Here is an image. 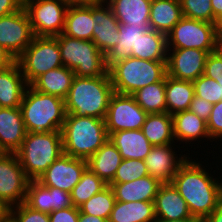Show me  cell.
<instances>
[{"label":"cell","mask_w":222,"mask_h":222,"mask_svg":"<svg viewBox=\"0 0 222 222\" xmlns=\"http://www.w3.org/2000/svg\"><path fill=\"white\" fill-rule=\"evenodd\" d=\"M154 222H199L196 218H184L181 220H162L156 218Z\"/></svg>","instance_id":"db71d44e"},{"label":"cell","mask_w":222,"mask_h":222,"mask_svg":"<svg viewBox=\"0 0 222 222\" xmlns=\"http://www.w3.org/2000/svg\"><path fill=\"white\" fill-rule=\"evenodd\" d=\"M63 34L80 40L92 41L93 4L68 6Z\"/></svg>","instance_id":"484cf974"},{"label":"cell","mask_w":222,"mask_h":222,"mask_svg":"<svg viewBox=\"0 0 222 222\" xmlns=\"http://www.w3.org/2000/svg\"><path fill=\"white\" fill-rule=\"evenodd\" d=\"M183 17L216 24L211 0H179Z\"/></svg>","instance_id":"74e56055"},{"label":"cell","mask_w":222,"mask_h":222,"mask_svg":"<svg viewBox=\"0 0 222 222\" xmlns=\"http://www.w3.org/2000/svg\"><path fill=\"white\" fill-rule=\"evenodd\" d=\"M15 154L27 178L30 181L38 180L64 154L62 132H27Z\"/></svg>","instance_id":"277c9868"},{"label":"cell","mask_w":222,"mask_h":222,"mask_svg":"<svg viewBox=\"0 0 222 222\" xmlns=\"http://www.w3.org/2000/svg\"><path fill=\"white\" fill-rule=\"evenodd\" d=\"M87 168V160L62 154L37 180L45 187L72 192Z\"/></svg>","instance_id":"5bb4252c"},{"label":"cell","mask_w":222,"mask_h":222,"mask_svg":"<svg viewBox=\"0 0 222 222\" xmlns=\"http://www.w3.org/2000/svg\"><path fill=\"white\" fill-rule=\"evenodd\" d=\"M106 186L107 184L101 178H99L89 168H86L81 175L80 181L71 192V201L73 206L79 208Z\"/></svg>","instance_id":"d590c367"},{"label":"cell","mask_w":222,"mask_h":222,"mask_svg":"<svg viewBox=\"0 0 222 222\" xmlns=\"http://www.w3.org/2000/svg\"><path fill=\"white\" fill-rule=\"evenodd\" d=\"M34 37L35 35L24 7L15 13L0 17V45L15 60L31 44Z\"/></svg>","instance_id":"4fadbf2b"},{"label":"cell","mask_w":222,"mask_h":222,"mask_svg":"<svg viewBox=\"0 0 222 222\" xmlns=\"http://www.w3.org/2000/svg\"><path fill=\"white\" fill-rule=\"evenodd\" d=\"M208 55L207 51L195 48L167 49V75L178 80L194 81L204 74Z\"/></svg>","instance_id":"9a60e30c"},{"label":"cell","mask_w":222,"mask_h":222,"mask_svg":"<svg viewBox=\"0 0 222 222\" xmlns=\"http://www.w3.org/2000/svg\"><path fill=\"white\" fill-rule=\"evenodd\" d=\"M192 83L195 96L201 97L212 104L222 100V86L216 80L201 75Z\"/></svg>","instance_id":"ab89813d"},{"label":"cell","mask_w":222,"mask_h":222,"mask_svg":"<svg viewBox=\"0 0 222 222\" xmlns=\"http://www.w3.org/2000/svg\"><path fill=\"white\" fill-rule=\"evenodd\" d=\"M74 77L75 73L73 70L61 66L40 75L30 86L41 93L57 96L65 100Z\"/></svg>","instance_id":"d4e9b609"},{"label":"cell","mask_w":222,"mask_h":222,"mask_svg":"<svg viewBox=\"0 0 222 222\" xmlns=\"http://www.w3.org/2000/svg\"><path fill=\"white\" fill-rule=\"evenodd\" d=\"M79 208L71 206L49 213L50 222H78Z\"/></svg>","instance_id":"ee69618b"},{"label":"cell","mask_w":222,"mask_h":222,"mask_svg":"<svg viewBox=\"0 0 222 222\" xmlns=\"http://www.w3.org/2000/svg\"><path fill=\"white\" fill-rule=\"evenodd\" d=\"M203 222H222V203Z\"/></svg>","instance_id":"c3c4849f"},{"label":"cell","mask_w":222,"mask_h":222,"mask_svg":"<svg viewBox=\"0 0 222 222\" xmlns=\"http://www.w3.org/2000/svg\"><path fill=\"white\" fill-rule=\"evenodd\" d=\"M32 30L38 37L63 33L68 6L62 0H23Z\"/></svg>","instance_id":"30bf717a"},{"label":"cell","mask_w":222,"mask_h":222,"mask_svg":"<svg viewBox=\"0 0 222 222\" xmlns=\"http://www.w3.org/2000/svg\"><path fill=\"white\" fill-rule=\"evenodd\" d=\"M166 39L167 49L195 48L211 53L222 45L216 24L185 17L166 34Z\"/></svg>","instance_id":"ba28073f"},{"label":"cell","mask_w":222,"mask_h":222,"mask_svg":"<svg viewBox=\"0 0 222 222\" xmlns=\"http://www.w3.org/2000/svg\"><path fill=\"white\" fill-rule=\"evenodd\" d=\"M214 17L218 19L222 15V0H211Z\"/></svg>","instance_id":"f5cc1de1"},{"label":"cell","mask_w":222,"mask_h":222,"mask_svg":"<svg viewBox=\"0 0 222 222\" xmlns=\"http://www.w3.org/2000/svg\"><path fill=\"white\" fill-rule=\"evenodd\" d=\"M162 183L150 175L119 184H108L113 189L116 201L121 202H154Z\"/></svg>","instance_id":"7402d4cb"},{"label":"cell","mask_w":222,"mask_h":222,"mask_svg":"<svg viewBox=\"0 0 222 222\" xmlns=\"http://www.w3.org/2000/svg\"><path fill=\"white\" fill-rule=\"evenodd\" d=\"M149 175L144 160L122 159L113 180L109 184L127 183Z\"/></svg>","instance_id":"f35d334b"},{"label":"cell","mask_w":222,"mask_h":222,"mask_svg":"<svg viewBox=\"0 0 222 222\" xmlns=\"http://www.w3.org/2000/svg\"><path fill=\"white\" fill-rule=\"evenodd\" d=\"M28 86L17 61L0 69V107H20Z\"/></svg>","instance_id":"44dd1931"},{"label":"cell","mask_w":222,"mask_h":222,"mask_svg":"<svg viewBox=\"0 0 222 222\" xmlns=\"http://www.w3.org/2000/svg\"><path fill=\"white\" fill-rule=\"evenodd\" d=\"M172 119L173 136L175 140H179L181 142L186 141V144L190 141H197L199 138H207L211 141L207 130V122L190 110L177 112L172 115Z\"/></svg>","instance_id":"83f0119b"},{"label":"cell","mask_w":222,"mask_h":222,"mask_svg":"<svg viewBox=\"0 0 222 222\" xmlns=\"http://www.w3.org/2000/svg\"><path fill=\"white\" fill-rule=\"evenodd\" d=\"M64 154L88 160L109 140L105 119L66 114L62 127Z\"/></svg>","instance_id":"3957f363"},{"label":"cell","mask_w":222,"mask_h":222,"mask_svg":"<svg viewBox=\"0 0 222 222\" xmlns=\"http://www.w3.org/2000/svg\"><path fill=\"white\" fill-rule=\"evenodd\" d=\"M115 202L116 199L113 189L110 185H107L103 190L80 206L79 210L81 213L108 220Z\"/></svg>","instance_id":"8d00e7d4"},{"label":"cell","mask_w":222,"mask_h":222,"mask_svg":"<svg viewBox=\"0 0 222 222\" xmlns=\"http://www.w3.org/2000/svg\"><path fill=\"white\" fill-rule=\"evenodd\" d=\"M10 206L0 198V222L7 220L10 217Z\"/></svg>","instance_id":"681fc988"},{"label":"cell","mask_w":222,"mask_h":222,"mask_svg":"<svg viewBox=\"0 0 222 222\" xmlns=\"http://www.w3.org/2000/svg\"><path fill=\"white\" fill-rule=\"evenodd\" d=\"M122 161L119 150L107 140L88 160L87 168L107 185L113 180Z\"/></svg>","instance_id":"4316f807"},{"label":"cell","mask_w":222,"mask_h":222,"mask_svg":"<svg viewBox=\"0 0 222 222\" xmlns=\"http://www.w3.org/2000/svg\"><path fill=\"white\" fill-rule=\"evenodd\" d=\"M156 218L162 220H181L194 218L186 201L180 196L172 183H162L154 200Z\"/></svg>","instance_id":"ffe728a7"},{"label":"cell","mask_w":222,"mask_h":222,"mask_svg":"<svg viewBox=\"0 0 222 222\" xmlns=\"http://www.w3.org/2000/svg\"><path fill=\"white\" fill-rule=\"evenodd\" d=\"M23 7V0H0V17L15 13Z\"/></svg>","instance_id":"bcb514c9"},{"label":"cell","mask_w":222,"mask_h":222,"mask_svg":"<svg viewBox=\"0 0 222 222\" xmlns=\"http://www.w3.org/2000/svg\"><path fill=\"white\" fill-rule=\"evenodd\" d=\"M212 108H213L212 103L206 101L201 97L194 96L189 110L207 122L210 117Z\"/></svg>","instance_id":"f6af8a7d"},{"label":"cell","mask_w":222,"mask_h":222,"mask_svg":"<svg viewBox=\"0 0 222 222\" xmlns=\"http://www.w3.org/2000/svg\"><path fill=\"white\" fill-rule=\"evenodd\" d=\"M119 25L107 3L105 5V2L101 1L93 4L92 41L105 55L118 44Z\"/></svg>","instance_id":"e0dca14e"},{"label":"cell","mask_w":222,"mask_h":222,"mask_svg":"<svg viewBox=\"0 0 222 222\" xmlns=\"http://www.w3.org/2000/svg\"><path fill=\"white\" fill-rule=\"evenodd\" d=\"M132 57L150 61H167L166 34L149 29L138 37L137 52Z\"/></svg>","instance_id":"836d02e7"},{"label":"cell","mask_w":222,"mask_h":222,"mask_svg":"<svg viewBox=\"0 0 222 222\" xmlns=\"http://www.w3.org/2000/svg\"><path fill=\"white\" fill-rule=\"evenodd\" d=\"M2 222H14V221L9 217L7 220L2 221Z\"/></svg>","instance_id":"9f6ffc18"},{"label":"cell","mask_w":222,"mask_h":222,"mask_svg":"<svg viewBox=\"0 0 222 222\" xmlns=\"http://www.w3.org/2000/svg\"><path fill=\"white\" fill-rule=\"evenodd\" d=\"M203 75L216 80L222 86V45L207 56Z\"/></svg>","instance_id":"b9f144b4"},{"label":"cell","mask_w":222,"mask_h":222,"mask_svg":"<svg viewBox=\"0 0 222 222\" xmlns=\"http://www.w3.org/2000/svg\"><path fill=\"white\" fill-rule=\"evenodd\" d=\"M182 18L179 0H152L150 29L167 34Z\"/></svg>","instance_id":"f546056e"},{"label":"cell","mask_w":222,"mask_h":222,"mask_svg":"<svg viewBox=\"0 0 222 222\" xmlns=\"http://www.w3.org/2000/svg\"><path fill=\"white\" fill-rule=\"evenodd\" d=\"M131 95L147 114L166 112L165 78L142 87Z\"/></svg>","instance_id":"e575fe53"},{"label":"cell","mask_w":222,"mask_h":222,"mask_svg":"<svg viewBox=\"0 0 222 222\" xmlns=\"http://www.w3.org/2000/svg\"><path fill=\"white\" fill-rule=\"evenodd\" d=\"M108 72L114 92L131 95L142 87L162 81L167 68L166 61L129 57L113 65Z\"/></svg>","instance_id":"8992f818"},{"label":"cell","mask_w":222,"mask_h":222,"mask_svg":"<svg viewBox=\"0 0 222 222\" xmlns=\"http://www.w3.org/2000/svg\"><path fill=\"white\" fill-rule=\"evenodd\" d=\"M155 220L154 202L116 201L108 222H154Z\"/></svg>","instance_id":"1f68e13d"},{"label":"cell","mask_w":222,"mask_h":222,"mask_svg":"<svg viewBox=\"0 0 222 222\" xmlns=\"http://www.w3.org/2000/svg\"><path fill=\"white\" fill-rule=\"evenodd\" d=\"M152 0H107L119 24L150 27V8Z\"/></svg>","instance_id":"603a6c76"},{"label":"cell","mask_w":222,"mask_h":222,"mask_svg":"<svg viewBox=\"0 0 222 222\" xmlns=\"http://www.w3.org/2000/svg\"><path fill=\"white\" fill-rule=\"evenodd\" d=\"M20 109L27 132L61 131L65 117V100L26 88Z\"/></svg>","instance_id":"5b68a950"},{"label":"cell","mask_w":222,"mask_h":222,"mask_svg":"<svg viewBox=\"0 0 222 222\" xmlns=\"http://www.w3.org/2000/svg\"><path fill=\"white\" fill-rule=\"evenodd\" d=\"M216 29H217L218 38L222 43V15L217 19Z\"/></svg>","instance_id":"11a10c76"},{"label":"cell","mask_w":222,"mask_h":222,"mask_svg":"<svg viewBox=\"0 0 222 222\" xmlns=\"http://www.w3.org/2000/svg\"><path fill=\"white\" fill-rule=\"evenodd\" d=\"M16 61L28 85L49 70L63 66L55 37L35 36Z\"/></svg>","instance_id":"9c48e42d"},{"label":"cell","mask_w":222,"mask_h":222,"mask_svg":"<svg viewBox=\"0 0 222 222\" xmlns=\"http://www.w3.org/2000/svg\"><path fill=\"white\" fill-rule=\"evenodd\" d=\"M26 134L20 107H0V152L15 153Z\"/></svg>","instance_id":"d6986e66"},{"label":"cell","mask_w":222,"mask_h":222,"mask_svg":"<svg viewBox=\"0 0 222 222\" xmlns=\"http://www.w3.org/2000/svg\"><path fill=\"white\" fill-rule=\"evenodd\" d=\"M172 147V144L152 146L144 160L149 175L161 183H171L177 170L189 158L185 154L178 158Z\"/></svg>","instance_id":"ac0fdd59"},{"label":"cell","mask_w":222,"mask_h":222,"mask_svg":"<svg viewBox=\"0 0 222 222\" xmlns=\"http://www.w3.org/2000/svg\"><path fill=\"white\" fill-rule=\"evenodd\" d=\"M142 132L152 146L173 144V119L167 112L147 114Z\"/></svg>","instance_id":"d6a6232c"},{"label":"cell","mask_w":222,"mask_h":222,"mask_svg":"<svg viewBox=\"0 0 222 222\" xmlns=\"http://www.w3.org/2000/svg\"><path fill=\"white\" fill-rule=\"evenodd\" d=\"M113 93L110 75L75 76L65 98L66 114L105 119Z\"/></svg>","instance_id":"7a4b0ae2"},{"label":"cell","mask_w":222,"mask_h":222,"mask_svg":"<svg viewBox=\"0 0 222 222\" xmlns=\"http://www.w3.org/2000/svg\"><path fill=\"white\" fill-rule=\"evenodd\" d=\"M10 218L14 222H50L48 213L36 211L25 203L11 207Z\"/></svg>","instance_id":"60d3db41"},{"label":"cell","mask_w":222,"mask_h":222,"mask_svg":"<svg viewBox=\"0 0 222 222\" xmlns=\"http://www.w3.org/2000/svg\"><path fill=\"white\" fill-rule=\"evenodd\" d=\"M188 159L177 170L171 183L186 201L192 217L203 222L222 203V180L209 175L200 162Z\"/></svg>","instance_id":"6da1fadb"},{"label":"cell","mask_w":222,"mask_h":222,"mask_svg":"<svg viewBox=\"0 0 222 222\" xmlns=\"http://www.w3.org/2000/svg\"><path fill=\"white\" fill-rule=\"evenodd\" d=\"M29 181L16 154L0 152V198L8 206L25 202Z\"/></svg>","instance_id":"7c38bea8"},{"label":"cell","mask_w":222,"mask_h":222,"mask_svg":"<svg viewBox=\"0 0 222 222\" xmlns=\"http://www.w3.org/2000/svg\"><path fill=\"white\" fill-rule=\"evenodd\" d=\"M78 222H108V220L104 218H100L94 215H87L85 213H81L79 211V220Z\"/></svg>","instance_id":"f907efd6"},{"label":"cell","mask_w":222,"mask_h":222,"mask_svg":"<svg viewBox=\"0 0 222 222\" xmlns=\"http://www.w3.org/2000/svg\"><path fill=\"white\" fill-rule=\"evenodd\" d=\"M146 116L132 95L114 92L105 117L107 133L142 129Z\"/></svg>","instance_id":"8fae6325"},{"label":"cell","mask_w":222,"mask_h":222,"mask_svg":"<svg viewBox=\"0 0 222 222\" xmlns=\"http://www.w3.org/2000/svg\"><path fill=\"white\" fill-rule=\"evenodd\" d=\"M149 29L150 27L120 24L118 44L105 55L107 69L109 70L116 63L132 57V53L137 52L138 37Z\"/></svg>","instance_id":"f1b7e54d"},{"label":"cell","mask_w":222,"mask_h":222,"mask_svg":"<svg viewBox=\"0 0 222 222\" xmlns=\"http://www.w3.org/2000/svg\"><path fill=\"white\" fill-rule=\"evenodd\" d=\"M24 203L36 211L48 214L73 206L71 193L54 187H45L37 180L29 181Z\"/></svg>","instance_id":"2e32d148"},{"label":"cell","mask_w":222,"mask_h":222,"mask_svg":"<svg viewBox=\"0 0 222 222\" xmlns=\"http://www.w3.org/2000/svg\"><path fill=\"white\" fill-rule=\"evenodd\" d=\"M207 130L210 138H222V100L213 104L210 117L207 121Z\"/></svg>","instance_id":"7bdbcfd3"},{"label":"cell","mask_w":222,"mask_h":222,"mask_svg":"<svg viewBox=\"0 0 222 222\" xmlns=\"http://www.w3.org/2000/svg\"><path fill=\"white\" fill-rule=\"evenodd\" d=\"M16 60L12 57V55L0 45V69L7 68L12 65Z\"/></svg>","instance_id":"7dc6e473"},{"label":"cell","mask_w":222,"mask_h":222,"mask_svg":"<svg viewBox=\"0 0 222 222\" xmlns=\"http://www.w3.org/2000/svg\"><path fill=\"white\" fill-rule=\"evenodd\" d=\"M60 48L63 66L73 70L75 76L100 77L109 75L106 56L90 40H80L64 35L55 37Z\"/></svg>","instance_id":"52a82bcc"},{"label":"cell","mask_w":222,"mask_h":222,"mask_svg":"<svg viewBox=\"0 0 222 222\" xmlns=\"http://www.w3.org/2000/svg\"><path fill=\"white\" fill-rule=\"evenodd\" d=\"M109 140L119 150L122 159L145 160L152 148L141 129L111 133Z\"/></svg>","instance_id":"cb8c5ba5"},{"label":"cell","mask_w":222,"mask_h":222,"mask_svg":"<svg viewBox=\"0 0 222 222\" xmlns=\"http://www.w3.org/2000/svg\"><path fill=\"white\" fill-rule=\"evenodd\" d=\"M166 112L173 115L189 110L195 96L192 81L178 80L166 75L165 77Z\"/></svg>","instance_id":"4dcf8cb0"},{"label":"cell","mask_w":222,"mask_h":222,"mask_svg":"<svg viewBox=\"0 0 222 222\" xmlns=\"http://www.w3.org/2000/svg\"><path fill=\"white\" fill-rule=\"evenodd\" d=\"M67 6L90 5L101 2L100 0H62Z\"/></svg>","instance_id":"816d5d0a"}]
</instances>
